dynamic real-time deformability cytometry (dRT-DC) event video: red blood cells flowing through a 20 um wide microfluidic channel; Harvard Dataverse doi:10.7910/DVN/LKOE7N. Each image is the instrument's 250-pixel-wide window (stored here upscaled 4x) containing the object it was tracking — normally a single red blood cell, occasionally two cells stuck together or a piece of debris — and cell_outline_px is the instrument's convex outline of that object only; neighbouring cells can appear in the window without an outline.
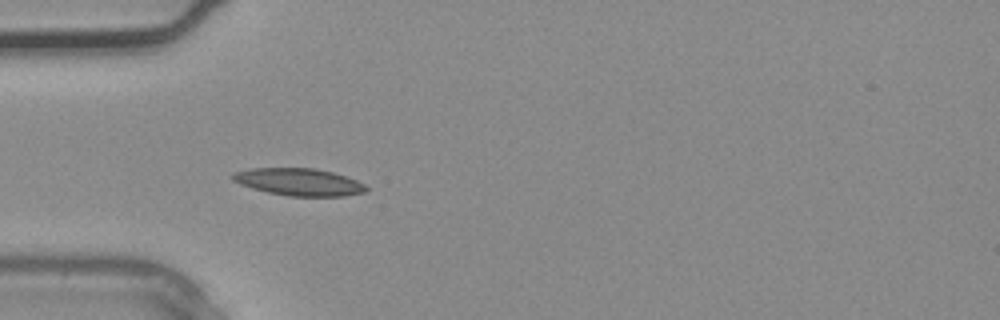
{"species": "common noctule bat (a hibernating species)", "species_latin": "Nyctalus noctula", "temperature_condition": "warm", "stored_images_in_passage": 4, "camera_frame_rate_fps": 3000, "um_per_image_px": 0.085, "animal": {"sex": "male", "body_mass_g": 20.4}, "frame": {"image": 1, "passage_image": 3, "time_ms": 0.667, "image_size_px": [1000, 320], "cell_outline_px": [[368, 188], [364, 192], [344, 196], [292, 196], [268, 192], [252, 188], [240, 184], [232, 180], [232, 172], [252, 168], [312, 168], [332, 172], [356, 180], [364, 184]], "centroid_in_image_um": [25.38, 15.46], "position_along_channel_um": 59.6, "area_um2": 21.04}}